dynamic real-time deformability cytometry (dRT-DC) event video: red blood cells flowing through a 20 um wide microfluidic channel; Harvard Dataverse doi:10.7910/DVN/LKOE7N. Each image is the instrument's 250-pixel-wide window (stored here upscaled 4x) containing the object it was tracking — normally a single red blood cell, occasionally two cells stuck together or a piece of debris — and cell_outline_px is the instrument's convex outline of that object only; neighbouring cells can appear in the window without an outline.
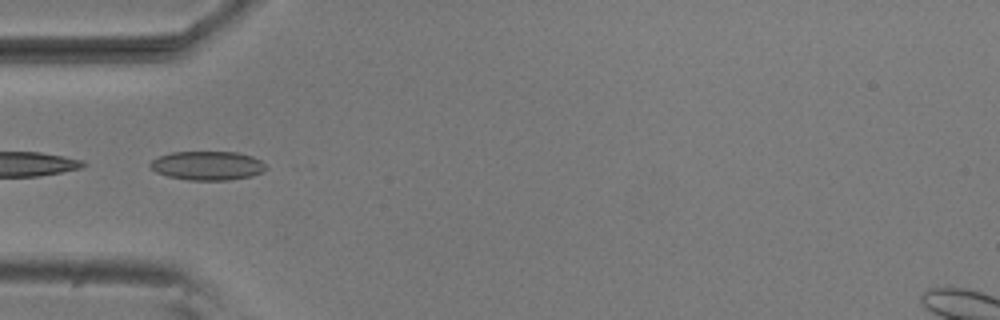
{"species": "common noctule bat (a hibernating species)", "species_latin": "Nyctalus noctula", "temperature_condition": "room temperature", "stored_images_in_passage": 20, "camera_frame_rate_fps": 3000, "um_per_image_px": 0.085, "animal": {"sex": "male", "body_mass_g": 20.5, "forearm_length_mm": 52.5}, "frame": {"image": 1, "passage_image": 17, "time_ms": 5.333, "image_size_px": [1000, 320], "cell_outline_px": [[268, 168], [264, 172], [252, 176], [228, 180], [188, 180], [168, 176], [156, 172], [148, 164], [152, 160], [160, 156], [172, 152], [236, 152], [252, 156], [260, 160]], "centroid_in_image_um": [17.66, 14.08], "position_along_channel_um": 67.3, "area_um2": 19.54}}